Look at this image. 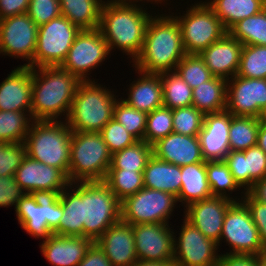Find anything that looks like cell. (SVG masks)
Masks as SVG:
<instances>
[{
    "instance_id": "cell-28",
    "label": "cell",
    "mask_w": 266,
    "mask_h": 266,
    "mask_svg": "<svg viewBox=\"0 0 266 266\" xmlns=\"http://www.w3.org/2000/svg\"><path fill=\"white\" fill-rule=\"evenodd\" d=\"M144 187L171 193L178 197L181 189V166L157 159L148 160L143 171Z\"/></svg>"
},
{
    "instance_id": "cell-23",
    "label": "cell",
    "mask_w": 266,
    "mask_h": 266,
    "mask_svg": "<svg viewBox=\"0 0 266 266\" xmlns=\"http://www.w3.org/2000/svg\"><path fill=\"white\" fill-rule=\"evenodd\" d=\"M31 103L32 68L17 67L0 84V111L29 112L31 114Z\"/></svg>"
},
{
    "instance_id": "cell-21",
    "label": "cell",
    "mask_w": 266,
    "mask_h": 266,
    "mask_svg": "<svg viewBox=\"0 0 266 266\" xmlns=\"http://www.w3.org/2000/svg\"><path fill=\"white\" fill-rule=\"evenodd\" d=\"M112 266H132L136 257L133 226L122 220L111 225L95 242Z\"/></svg>"
},
{
    "instance_id": "cell-37",
    "label": "cell",
    "mask_w": 266,
    "mask_h": 266,
    "mask_svg": "<svg viewBox=\"0 0 266 266\" xmlns=\"http://www.w3.org/2000/svg\"><path fill=\"white\" fill-rule=\"evenodd\" d=\"M103 182L120 201H123L144 188L143 171L108 169Z\"/></svg>"
},
{
    "instance_id": "cell-14",
    "label": "cell",
    "mask_w": 266,
    "mask_h": 266,
    "mask_svg": "<svg viewBox=\"0 0 266 266\" xmlns=\"http://www.w3.org/2000/svg\"><path fill=\"white\" fill-rule=\"evenodd\" d=\"M38 37V26L27 13L0 20V54L25 58L33 68V57Z\"/></svg>"
},
{
    "instance_id": "cell-30",
    "label": "cell",
    "mask_w": 266,
    "mask_h": 266,
    "mask_svg": "<svg viewBox=\"0 0 266 266\" xmlns=\"http://www.w3.org/2000/svg\"><path fill=\"white\" fill-rule=\"evenodd\" d=\"M192 106L204 115L216 113L227 107V80L214 76L192 89Z\"/></svg>"
},
{
    "instance_id": "cell-29",
    "label": "cell",
    "mask_w": 266,
    "mask_h": 266,
    "mask_svg": "<svg viewBox=\"0 0 266 266\" xmlns=\"http://www.w3.org/2000/svg\"><path fill=\"white\" fill-rule=\"evenodd\" d=\"M181 182L177 201L186 204L185 207L212 196L207 180L206 161L181 166Z\"/></svg>"
},
{
    "instance_id": "cell-52",
    "label": "cell",
    "mask_w": 266,
    "mask_h": 266,
    "mask_svg": "<svg viewBox=\"0 0 266 266\" xmlns=\"http://www.w3.org/2000/svg\"><path fill=\"white\" fill-rule=\"evenodd\" d=\"M29 2L30 0H0V20L27 13Z\"/></svg>"
},
{
    "instance_id": "cell-25",
    "label": "cell",
    "mask_w": 266,
    "mask_h": 266,
    "mask_svg": "<svg viewBox=\"0 0 266 266\" xmlns=\"http://www.w3.org/2000/svg\"><path fill=\"white\" fill-rule=\"evenodd\" d=\"M224 162L245 192L256 181L266 177V153L257 145L244 151H230Z\"/></svg>"
},
{
    "instance_id": "cell-17",
    "label": "cell",
    "mask_w": 266,
    "mask_h": 266,
    "mask_svg": "<svg viewBox=\"0 0 266 266\" xmlns=\"http://www.w3.org/2000/svg\"><path fill=\"white\" fill-rule=\"evenodd\" d=\"M169 224L147 223L133 225L136 257L142 261L174 260V232Z\"/></svg>"
},
{
    "instance_id": "cell-5",
    "label": "cell",
    "mask_w": 266,
    "mask_h": 266,
    "mask_svg": "<svg viewBox=\"0 0 266 266\" xmlns=\"http://www.w3.org/2000/svg\"><path fill=\"white\" fill-rule=\"evenodd\" d=\"M94 80L82 81L77 90L67 119L73 132H98L113 118L117 101L115 94ZM115 97V98H114Z\"/></svg>"
},
{
    "instance_id": "cell-46",
    "label": "cell",
    "mask_w": 266,
    "mask_h": 266,
    "mask_svg": "<svg viewBox=\"0 0 266 266\" xmlns=\"http://www.w3.org/2000/svg\"><path fill=\"white\" fill-rule=\"evenodd\" d=\"M100 133L111 154L123 150L138 141L122 124L113 118L103 127Z\"/></svg>"
},
{
    "instance_id": "cell-40",
    "label": "cell",
    "mask_w": 266,
    "mask_h": 266,
    "mask_svg": "<svg viewBox=\"0 0 266 266\" xmlns=\"http://www.w3.org/2000/svg\"><path fill=\"white\" fill-rule=\"evenodd\" d=\"M206 173L212 196L230 198L227 191L232 193L241 188L224 161H206Z\"/></svg>"
},
{
    "instance_id": "cell-58",
    "label": "cell",
    "mask_w": 266,
    "mask_h": 266,
    "mask_svg": "<svg viewBox=\"0 0 266 266\" xmlns=\"http://www.w3.org/2000/svg\"><path fill=\"white\" fill-rule=\"evenodd\" d=\"M117 1H121V0H117ZM132 1L137 3L139 0H132ZM140 1H142V0H140ZM148 1L153 2V0H148ZM161 1H163V0H154V2H159V3H161Z\"/></svg>"
},
{
    "instance_id": "cell-7",
    "label": "cell",
    "mask_w": 266,
    "mask_h": 266,
    "mask_svg": "<svg viewBox=\"0 0 266 266\" xmlns=\"http://www.w3.org/2000/svg\"><path fill=\"white\" fill-rule=\"evenodd\" d=\"M111 157L101 133L72 131L68 171L70 183L103 181L111 166Z\"/></svg>"
},
{
    "instance_id": "cell-33",
    "label": "cell",
    "mask_w": 266,
    "mask_h": 266,
    "mask_svg": "<svg viewBox=\"0 0 266 266\" xmlns=\"http://www.w3.org/2000/svg\"><path fill=\"white\" fill-rule=\"evenodd\" d=\"M261 120L258 117H244L231 115L229 129L230 151H244L256 146L257 134Z\"/></svg>"
},
{
    "instance_id": "cell-57",
    "label": "cell",
    "mask_w": 266,
    "mask_h": 266,
    "mask_svg": "<svg viewBox=\"0 0 266 266\" xmlns=\"http://www.w3.org/2000/svg\"><path fill=\"white\" fill-rule=\"evenodd\" d=\"M260 120H261V123L266 124V108L263 110Z\"/></svg>"
},
{
    "instance_id": "cell-45",
    "label": "cell",
    "mask_w": 266,
    "mask_h": 266,
    "mask_svg": "<svg viewBox=\"0 0 266 266\" xmlns=\"http://www.w3.org/2000/svg\"><path fill=\"white\" fill-rule=\"evenodd\" d=\"M26 156L24 142H0V177L14 176Z\"/></svg>"
},
{
    "instance_id": "cell-6",
    "label": "cell",
    "mask_w": 266,
    "mask_h": 266,
    "mask_svg": "<svg viewBox=\"0 0 266 266\" xmlns=\"http://www.w3.org/2000/svg\"><path fill=\"white\" fill-rule=\"evenodd\" d=\"M64 123L61 120H34L24 143L27 156L61 169L68 176L72 130Z\"/></svg>"
},
{
    "instance_id": "cell-11",
    "label": "cell",
    "mask_w": 266,
    "mask_h": 266,
    "mask_svg": "<svg viewBox=\"0 0 266 266\" xmlns=\"http://www.w3.org/2000/svg\"><path fill=\"white\" fill-rule=\"evenodd\" d=\"M176 202L177 197L171 193L144 187L121 201V220L132 226L168 224Z\"/></svg>"
},
{
    "instance_id": "cell-35",
    "label": "cell",
    "mask_w": 266,
    "mask_h": 266,
    "mask_svg": "<svg viewBox=\"0 0 266 266\" xmlns=\"http://www.w3.org/2000/svg\"><path fill=\"white\" fill-rule=\"evenodd\" d=\"M163 106L175 109L192 106V88L175 72H162Z\"/></svg>"
},
{
    "instance_id": "cell-12",
    "label": "cell",
    "mask_w": 266,
    "mask_h": 266,
    "mask_svg": "<svg viewBox=\"0 0 266 266\" xmlns=\"http://www.w3.org/2000/svg\"><path fill=\"white\" fill-rule=\"evenodd\" d=\"M232 247L228 254L261 255L266 248L261 243L249 209L242 202H234L227 210L220 240Z\"/></svg>"
},
{
    "instance_id": "cell-42",
    "label": "cell",
    "mask_w": 266,
    "mask_h": 266,
    "mask_svg": "<svg viewBox=\"0 0 266 266\" xmlns=\"http://www.w3.org/2000/svg\"><path fill=\"white\" fill-rule=\"evenodd\" d=\"M175 72L192 89L214 77L198 54H186L176 66Z\"/></svg>"
},
{
    "instance_id": "cell-44",
    "label": "cell",
    "mask_w": 266,
    "mask_h": 266,
    "mask_svg": "<svg viewBox=\"0 0 266 266\" xmlns=\"http://www.w3.org/2000/svg\"><path fill=\"white\" fill-rule=\"evenodd\" d=\"M173 131L188 136H198L203 127L204 114L194 106L172 109Z\"/></svg>"
},
{
    "instance_id": "cell-19",
    "label": "cell",
    "mask_w": 266,
    "mask_h": 266,
    "mask_svg": "<svg viewBox=\"0 0 266 266\" xmlns=\"http://www.w3.org/2000/svg\"><path fill=\"white\" fill-rule=\"evenodd\" d=\"M14 178L27 194L40 190L62 192L67 186L72 189L75 184L70 183L68 176L61 169L38 162L27 155L15 171Z\"/></svg>"
},
{
    "instance_id": "cell-49",
    "label": "cell",
    "mask_w": 266,
    "mask_h": 266,
    "mask_svg": "<svg viewBox=\"0 0 266 266\" xmlns=\"http://www.w3.org/2000/svg\"><path fill=\"white\" fill-rule=\"evenodd\" d=\"M26 194L14 176L0 177V207L15 205Z\"/></svg>"
},
{
    "instance_id": "cell-27",
    "label": "cell",
    "mask_w": 266,
    "mask_h": 266,
    "mask_svg": "<svg viewBox=\"0 0 266 266\" xmlns=\"http://www.w3.org/2000/svg\"><path fill=\"white\" fill-rule=\"evenodd\" d=\"M137 73L142 76L137 81H133L134 83L129 88V96L123 101L148 114L163 106L161 75L141 71Z\"/></svg>"
},
{
    "instance_id": "cell-56",
    "label": "cell",
    "mask_w": 266,
    "mask_h": 266,
    "mask_svg": "<svg viewBox=\"0 0 266 266\" xmlns=\"http://www.w3.org/2000/svg\"><path fill=\"white\" fill-rule=\"evenodd\" d=\"M259 265L266 266V252L259 255Z\"/></svg>"
},
{
    "instance_id": "cell-41",
    "label": "cell",
    "mask_w": 266,
    "mask_h": 266,
    "mask_svg": "<svg viewBox=\"0 0 266 266\" xmlns=\"http://www.w3.org/2000/svg\"><path fill=\"white\" fill-rule=\"evenodd\" d=\"M118 100L114 106L113 119L122 124L138 141L144 140L147 113L133 108L121 99Z\"/></svg>"
},
{
    "instance_id": "cell-32",
    "label": "cell",
    "mask_w": 266,
    "mask_h": 266,
    "mask_svg": "<svg viewBox=\"0 0 266 266\" xmlns=\"http://www.w3.org/2000/svg\"><path fill=\"white\" fill-rule=\"evenodd\" d=\"M228 31L238 21L259 13L266 0H213L206 2Z\"/></svg>"
},
{
    "instance_id": "cell-20",
    "label": "cell",
    "mask_w": 266,
    "mask_h": 266,
    "mask_svg": "<svg viewBox=\"0 0 266 266\" xmlns=\"http://www.w3.org/2000/svg\"><path fill=\"white\" fill-rule=\"evenodd\" d=\"M231 114L225 109L204 115L203 127L198 134L205 161H224L229 148Z\"/></svg>"
},
{
    "instance_id": "cell-13",
    "label": "cell",
    "mask_w": 266,
    "mask_h": 266,
    "mask_svg": "<svg viewBox=\"0 0 266 266\" xmlns=\"http://www.w3.org/2000/svg\"><path fill=\"white\" fill-rule=\"evenodd\" d=\"M108 54V44L99 29L81 30L60 66L81 81H90L88 72L105 61Z\"/></svg>"
},
{
    "instance_id": "cell-34",
    "label": "cell",
    "mask_w": 266,
    "mask_h": 266,
    "mask_svg": "<svg viewBox=\"0 0 266 266\" xmlns=\"http://www.w3.org/2000/svg\"><path fill=\"white\" fill-rule=\"evenodd\" d=\"M228 33L243 45L266 46V7L259 13L238 21Z\"/></svg>"
},
{
    "instance_id": "cell-26",
    "label": "cell",
    "mask_w": 266,
    "mask_h": 266,
    "mask_svg": "<svg viewBox=\"0 0 266 266\" xmlns=\"http://www.w3.org/2000/svg\"><path fill=\"white\" fill-rule=\"evenodd\" d=\"M94 242L83 236H62L52 234L44 240L41 252L54 266H77Z\"/></svg>"
},
{
    "instance_id": "cell-39",
    "label": "cell",
    "mask_w": 266,
    "mask_h": 266,
    "mask_svg": "<svg viewBox=\"0 0 266 266\" xmlns=\"http://www.w3.org/2000/svg\"><path fill=\"white\" fill-rule=\"evenodd\" d=\"M236 75L266 79V46L243 45Z\"/></svg>"
},
{
    "instance_id": "cell-18",
    "label": "cell",
    "mask_w": 266,
    "mask_h": 266,
    "mask_svg": "<svg viewBox=\"0 0 266 266\" xmlns=\"http://www.w3.org/2000/svg\"><path fill=\"white\" fill-rule=\"evenodd\" d=\"M234 202L238 200L211 196L190 203L184 211L185 219L219 246L225 214Z\"/></svg>"
},
{
    "instance_id": "cell-4",
    "label": "cell",
    "mask_w": 266,
    "mask_h": 266,
    "mask_svg": "<svg viewBox=\"0 0 266 266\" xmlns=\"http://www.w3.org/2000/svg\"><path fill=\"white\" fill-rule=\"evenodd\" d=\"M152 17L132 0H108L101 10L99 30L108 44L130 55L133 61L139 55L148 21Z\"/></svg>"
},
{
    "instance_id": "cell-38",
    "label": "cell",
    "mask_w": 266,
    "mask_h": 266,
    "mask_svg": "<svg viewBox=\"0 0 266 266\" xmlns=\"http://www.w3.org/2000/svg\"><path fill=\"white\" fill-rule=\"evenodd\" d=\"M31 120V114L26 112L0 111V142H24L34 122Z\"/></svg>"
},
{
    "instance_id": "cell-51",
    "label": "cell",
    "mask_w": 266,
    "mask_h": 266,
    "mask_svg": "<svg viewBox=\"0 0 266 266\" xmlns=\"http://www.w3.org/2000/svg\"><path fill=\"white\" fill-rule=\"evenodd\" d=\"M77 266H112L105 253L94 242L87 250L85 257Z\"/></svg>"
},
{
    "instance_id": "cell-50",
    "label": "cell",
    "mask_w": 266,
    "mask_h": 266,
    "mask_svg": "<svg viewBox=\"0 0 266 266\" xmlns=\"http://www.w3.org/2000/svg\"><path fill=\"white\" fill-rule=\"evenodd\" d=\"M217 266H260L259 256L244 254H222Z\"/></svg>"
},
{
    "instance_id": "cell-47",
    "label": "cell",
    "mask_w": 266,
    "mask_h": 266,
    "mask_svg": "<svg viewBox=\"0 0 266 266\" xmlns=\"http://www.w3.org/2000/svg\"><path fill=\"white\" fill-rule=\"evenodd\" d=\"M28 16L39 27L61 15L59 0H30Z\"/></svg>"
},
{
    "instance_id": "cell-53",
    "label": "cell",
    "mask_w": 266,
    "mask_h": 266,
    "mask_svg": "<svg viewBox=\"0 0 266 266\" xmlns=\"http://www.w3.org/2000/svg\"><path fill=\"white\" fill-rule=\"evenodd\" d=\"M247 193L256 201L266 204V177L256 181Z\"/></svg>"
},
{
    "instance_id": "cell-24",
    "label": "cell",
    "mask_w": 266,
    "mask_h": 266,
    "mask_svg": "<svg viewBox=\"0 0 266 266\" xmlns=\"http://www.w3.org/2000/svg\"><path fill=\"white\" fill-rule=\"evenodd\" d=\"M153 155L162 161L184 166L204 162L198 136L175 132L159 139L152 145Z\"/></svg>"
},
{
    "instance_id": "cell-55",
    "label": "cell",
    "mask_w": 266,
    "mask_h": 266,
    "mask_svg": "<svg viewBox=\"0 0 266 266\" xmlns=\"http://www.w3.org/2000/svg\"><path fill=\"white\" fill-rule=\"evenodd\" d=\"M132 266H177V264L174 262V260H170L167 262L137 260Z\"/></svg>"
},
{
    "instance_id": "cell-16",
    "label": "cell",
    "mask_w": 266,
    "mask_h": 266,
    "mask_svg": "<svg viewBox=\"0 0 266 266\" xmlns=\"http://www.w3.org/2000/svg\"><path fill=\"white\" fill-rule=\"evenodd\" d=\"M229 79L226 110L233 116L260 118L266 108V79L238 75Z\"/></svg>"
},
{
    "instance_id": "cell-8",
    "label": "cell",
    "mask_w": 266,
    "mask_h": 266,
    "mask_svg": "<svg viewBox=\"0 0 266 266\" xmlns=\"http://www.w3.org/2000/svg\"><path fill=\"white\" fill-rule=\"evenodd\" d=\"M60 193L55 190L26 193L15 208L20 226L33 237L47 240L59 229L63 216Z\"/></svg>"
},
{
    "instance_id": "cell-3",
    "label": "cell",
    "mask_w": 266,
    "mask_h": 266,
    "mask_svg": "<svg viewBox=\"0 0 266 266\" xmlns=\"http://www.w3.org/2000/svg\"><path fill=\"white\" fill-rule=\"evenodd\" d=\"M36 69L32 68L31 118L33 121H51L66 114L67 119L76 90L82 81L60 65Z\"/></svg>"
},
{
    "instance_id": "cell-22",
    "label": "cell",
    "mask_w": 266,
    "mask_h": 266,
    "mask_svg": "<svg viewBox=\"0 0 266 266\" xmlns=\"http://www.w3.org/2000/svg\"><path fill=\"white\" fill-rule=\"evenodd\" d=\"M242 48L243 44L227 32L199 55L214 76L228 80L238 72Z\"/></svg>"
},
{
    "instance_id": "cell-36",
    "label": "cell",
    "mask_w": 266,
    "mask_h": 266,
    "mask_svg": "<svg viewBox=\"0 0 266 266\" xmlns=\"http://www.w3.org/2000/svg\"><path fill=\"white\" fill-rule=\"evenodd\" d=\"M153 155V147L144 140L112 154L109 169L144 171L148 160Z\"/></svg>"
},
{
    "instance_id": "cell-10",
    "label": "cell",
    "mask_w": 266,
    "mask_h": 266,
    "mask_svg": "<svg viewBox=\"0 0 266 266\" xmlns=\"http://www.w3.org/2000/svg\"><path fill=\"white\" fill-rule=\"evenodd\" d=\"M80 31L63 15L39 26L33 68L61 65Z\"/></svg>"
},
{
    "instance_id": "cell-1",
    "label": "cell",
    "mask_w": 266,
    "mask_h": 266,
    "mask_svg": "<svg viewBox=\"0 0 266 266\" xmlns=\"http://www.w3.org/2000/svg\"><path fill=\"white\" fill-rule=\"evenodd\" d=\"M74 187L60 193L63 216L54 234L83 236L96 242L121 220V201L103 181L76 182Z\"/></svg>"
},
{
    "instance_id": "cell-48",
    "label": "cell",
    "mask_w": 266,
    "mask_h": 266,
    "mask_svg": "<svg viewBox=\"0 0 266 266\" xmlns=\"http://www.w3.org/2000/svg\"><path fill=\"white\" fill-rule=\"evenodd\" d=\"M243 193L241 201L249 209L251 218L258 229L261 243L266 248V204L254 200L247 192Z\"/></svg>"
},
{
    "instance_id": "cell-31",
    "label": "cell",
    "mask_w": 266,
    "mask_h": 266,
    "mask_svg": "<svg viewBox=\"0 0 266 266\" xmlns=\"http://www.w3.org/2000/svg\"><path fill=\"white\" fill-rule=\"evenodd\" d=\"M61 15L78 26L81 30L98 29L102 0H59ZM103 2V3H102Z\"/></svg>"
},
{
    "instance_id": "cell-9",
    "label": "cell",
    "mask_w": 266,
    "mask_h": 266,
    "mask_svg": "<svg viewBox=\"0 0 266 266\" xmlns=\"http://www.w3.org/2000/svg\"><path fill=\"white\" fill-rule=\"evenodd\" d=\"M178 21L186 54H200L228 31L212 8L205 2L194 4Z\"/></svg>"
},
{
    "instance_id": "cell-2",
    "label": "cell",
    "mask_w": 266,
    "mask_h": 266,
    "mask_svg": "<svg viewBox=\"0 0 266 266\" xmlns=\"http://www.w3.org/2000/svg\"><path fill=\"white\" fill-rule=\"evenodd\" d=\"M185 55L178 21L173 15L162 14L148 21L142 49L133 65L144 73L170 72Z\"/></svg>"
},
{
    "instance_id": "cell-43",
    "label": "cell",
    "mask_w": 266,
    "mask_h": 266,
    "mask_svg": "<svg viewBox=\"0 0 266 266\" xmlns=\"http://www.w3.org/2000/svg\"><path fill=\"white\" fill-rule=\"evenodd\" d=\"M173 131L172 109L159 107L147 114L144 141L153 145Z\"/></svg>"
},
{
    "instance_id": "cell-15",
    "label": "cell",
    "mask_w": 266,
    "mask_h": 266,
    "mask_svg": "<svg viewBox=\"0 0 266 266\" xmlns=\"http://www.w3.org/2000/svg\"><path fill=\"white\" fill-rule=\"evenodd\" d=\"M177 240L175 237L174 262L177 266H217L220 257L218 244L186 219Z\"/></svg>"
},
{
    "instance_id": "cell-54",
    "label": "cell",
    "mask_w": 266,
    "mask_h": 266,
    "mask_svg": "<svg viewBox=\"0 0 266 266\" xmlns=\"http://www.w3.org/2000/svg\"><path fill=\"white\" fill-rule=\"evenodd\" d=\"M256 145L266 153V124L260 123Z\"/></svg>"
}]
</instances>
